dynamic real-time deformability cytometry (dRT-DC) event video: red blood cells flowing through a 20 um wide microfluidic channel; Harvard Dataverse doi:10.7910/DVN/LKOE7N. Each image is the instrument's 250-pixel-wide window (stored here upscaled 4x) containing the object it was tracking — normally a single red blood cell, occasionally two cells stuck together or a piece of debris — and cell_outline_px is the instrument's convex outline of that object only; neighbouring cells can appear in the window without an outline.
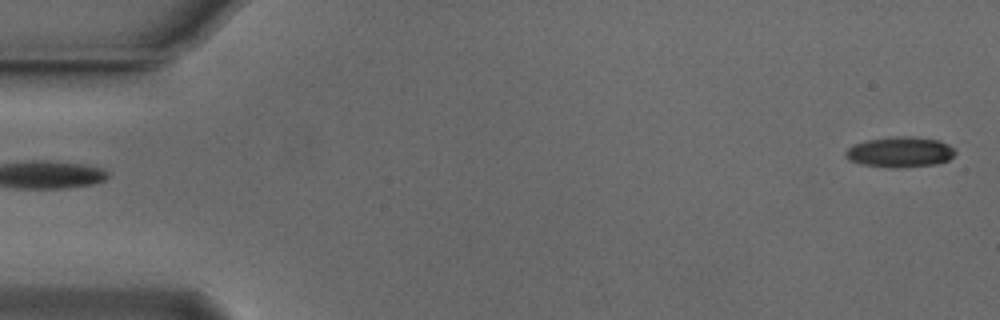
{"species": "Egyptian fruit bat (a non-hibernating species)", "species_latin": "Rousettus aegyptiacus", "temperature_condition": "cold", "stored_images_in_passage": 20, "camera_frame_rate_fps": 3000, "um_per_image_px": 0.085, "animal": {"sex": "male"}, "frame": {"image": 1, "passage_image": 1, "time_ms": 0.0, "image_size_px": [1000, 320], "cell_outline_px": [[956, 152], [948, 160], [936, 164], [864, 164], [848, 160], [844, 152], [852, 144], [868, 140], [896, 136], [912, 136], [940, 140], [956, 148]], "centroid_in_image_um": [76.53, 12.84], "position_along_channel_um": 8.5, "area_um2": 18.44}}
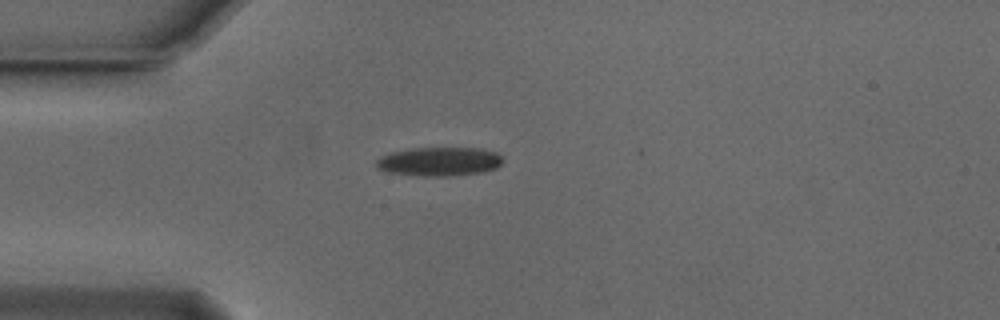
{"frame": {"image": 2, "passage_image": 14, "time_ms": 4.333, "image_size_px": [1000, 320], "cell_outline_px": [[504, 160], [496, 168], [484, 172], [448, 176], [424, 176], [388, 172], [380, 168], [376, 164], [376, 160], [380, 156], [392, 152], [412, 148], [480, 148], [496, 152]], "centroid_in_image_um": [37.37, 13.72], "position_along_channel_um": 47.6, "area_um2": 21.21}}
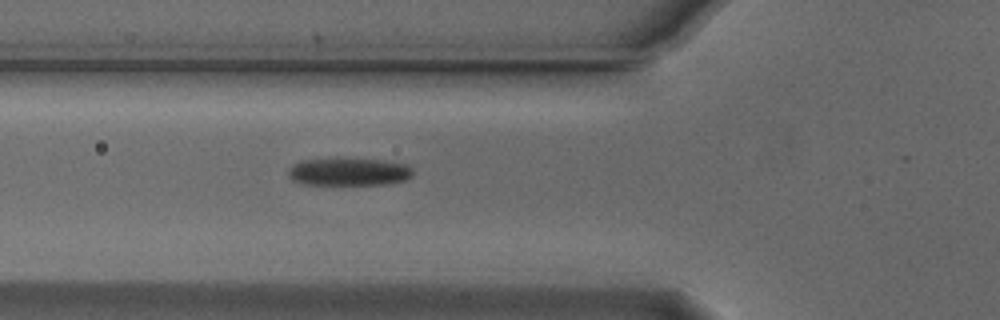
{"frame": {"image": 3, "passage_image": 19, "time_ms": 6.0, "image_size_px": [1000, 320], "cell_outline_px": [[412, 176], [404, 180], [384, 184], [308, 184], [292, 180], [288, 176], [288, 172], [292, 164], [300, 160], [340, 156], [352, 156], [384, 160], [408, 164], [412, 168]], "centroid_in_image_um": [29.64, 14.54], "position_along_channel_um": 96.2, "area_um2": 20.98}}